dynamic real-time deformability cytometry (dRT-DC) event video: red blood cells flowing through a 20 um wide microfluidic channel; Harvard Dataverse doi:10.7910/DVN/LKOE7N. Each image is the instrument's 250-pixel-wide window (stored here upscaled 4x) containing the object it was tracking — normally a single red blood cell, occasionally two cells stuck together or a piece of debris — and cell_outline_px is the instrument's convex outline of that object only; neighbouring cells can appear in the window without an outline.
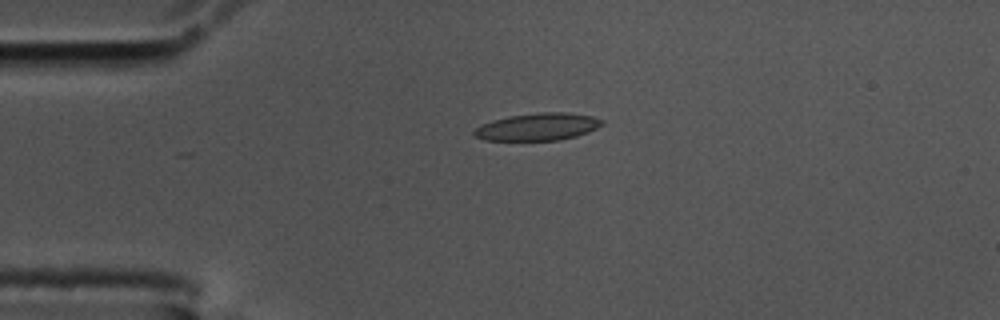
{"species": "common noctule bat (a hibernating species)", "species_latin": "Nyctalus noctula", "temperature_condition": "cold", "stored_images_in_passage": 46, "segment_of_instrument_passage": [1, 2], "camera_frame_rate_fps": 3000, "um_per_image_px": 0.085, "animal": {"sex": "male", "body_mass_g": 17.5, "forearm_length_mm": 52.3}, "frame": {"image": 1, "passage_image": 1, "time_ms": 0.0, "image_size_px": [1000, 320], "cell_outline_px": [[604, 124], [588, 132], [576, 136], [560, 140], [484, 140], [476, 136], [472, 132], [476, 128], [492, 120], [508, 116], [540, 112], [564, 112], [592, 116], [604, 120]], "centroid_in_image_um": [45.74, 10.77], "position_along_channel_um": 39.3, "area_um2": 20.29}}
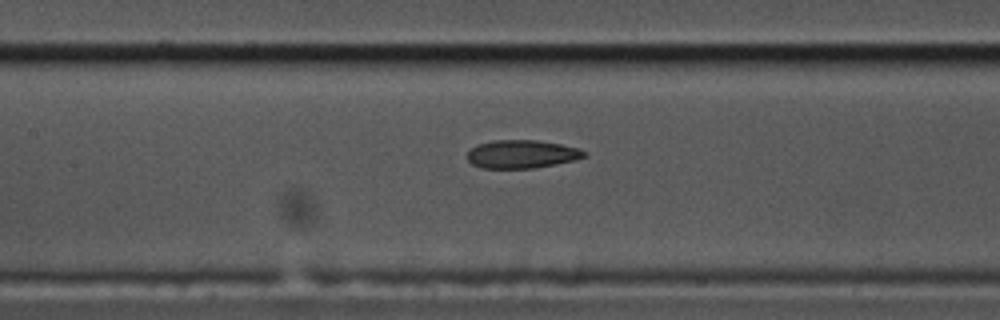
{"frame": {"image": 2, "passage_image": 14, "time_ms": 4.333, "image_size_px": [1000, 320], "cell_outline_px": [[588, 156], [572, 160], [536, 168], [480, 168], [472, 164], [468, 160], [468, 152], [472, 148], [480, 144], [492, 140], [536, 140], [560, 144], [580, 148], [588, 152]], "centroid_in_image_um": [44.38, 13.1], "position_along_channel_um": 163.0, "area_um2": 19.19}}
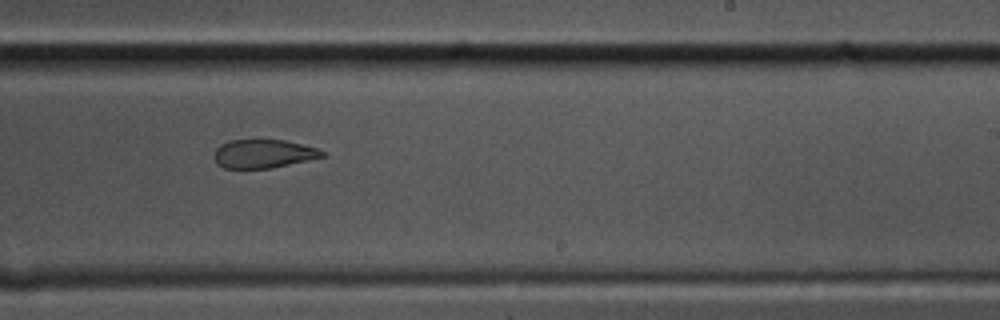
{"frame": {"image": 3, "passage_image": 23, "time_ms": 7.333, "image_size_px": [1000, 320], "cell_outline_px": [[328, 156], [272, 168], [224, 168], [216, 164], [212, 156], [216, 148], [220, 144], [228, 140], [284, 140], [316, 148], [328, 152]], "centroid_in_image_um": [22.39, 13.07], "position_along_channel_um": 266.6, "area_um2": 18.26}}